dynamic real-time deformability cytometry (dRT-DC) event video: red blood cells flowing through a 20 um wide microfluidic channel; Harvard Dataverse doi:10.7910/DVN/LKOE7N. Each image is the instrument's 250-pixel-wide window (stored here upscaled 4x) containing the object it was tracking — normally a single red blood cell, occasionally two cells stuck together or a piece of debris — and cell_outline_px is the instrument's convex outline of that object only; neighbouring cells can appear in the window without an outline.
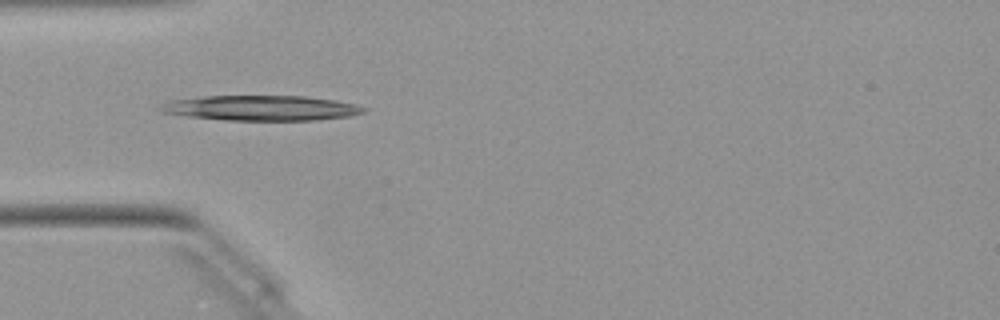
{"species": "Egyptian fruit bat (a non-hibernating species)", "species_latin": "Rousettus aegyptiacus", "temperature_condition": "warm", "stored_images_in_passage": 10, "camera_frame_rate_fps": 3000, "um_per_image_px": 0.085, "animal": {"sex": "female"}, "frame": {"image": 1, "passage_image": 4, "time_ms": 1.0, "image_size_px": [1000, 320], "cell_outline_px": [[368, 108], [364, 112], [352, 116], [316, 120], [224, 120], [188, 116], [160, 112], [156, 108], [168, 100], [204, 96], [304, 96], [336, 100], [356, 104]], "centroid_in_image_um": [22.19, 9.18], "position_along_channel_um": 62.8, "area_um2": 30.0}}
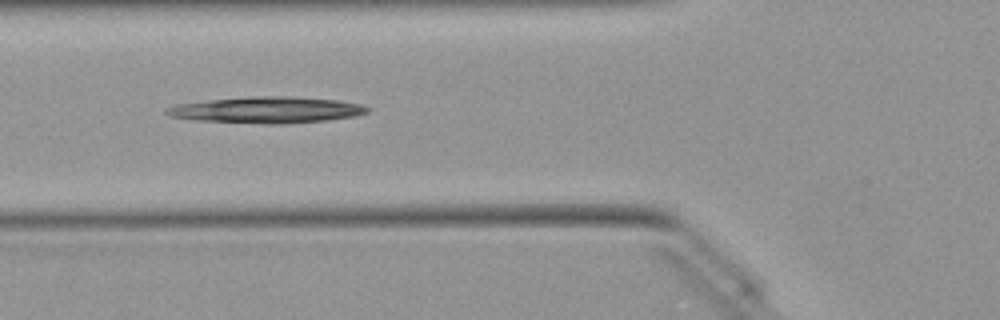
{"frame": {"image": 2, "passage_image": 7, "time_ms": 2.0, "image_size_px": [1000, 320], "cell_outline_px": [[372, 108], [368, 112], [352, 116], [328, 120], [276, 124], [264, 124], [196, 120], [172, 116], [164, 112], [164, 108], [176, 104], [208, 100], [252, 96], [292, 96], [336, 100], [360, 104]], "centroid_in_image_um": [22.66, 9.34], "position_along_channel_um": 103.1, "area_um2": 30.69}}
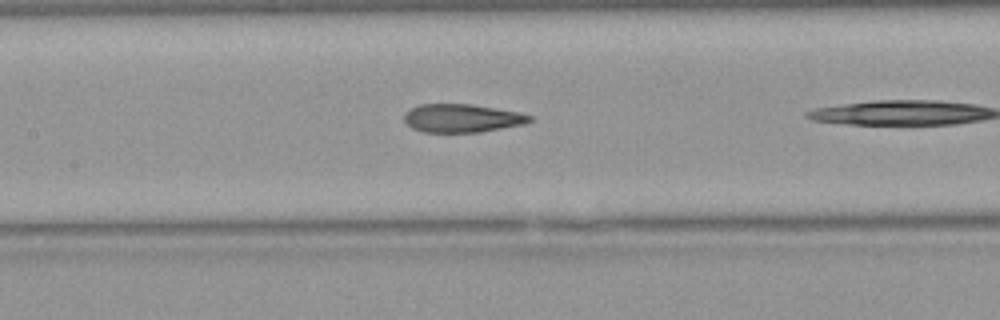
{"frame": {"image": 3, "passage_image": 9, "time_ms": 2.667, "image_size_px": [1000, 320], "cell_outline_px": [[532, 120], [524, 124], [480, 132], [424, 132], [412, 128], [404, 120], [404, 112], [420, 104], [472, 104], [520, 112], [532, 116]], "centroid_in_image_um": [39.27, 10.04], "position_along_channel_um": 168.1, "area_um2": 20.69}}